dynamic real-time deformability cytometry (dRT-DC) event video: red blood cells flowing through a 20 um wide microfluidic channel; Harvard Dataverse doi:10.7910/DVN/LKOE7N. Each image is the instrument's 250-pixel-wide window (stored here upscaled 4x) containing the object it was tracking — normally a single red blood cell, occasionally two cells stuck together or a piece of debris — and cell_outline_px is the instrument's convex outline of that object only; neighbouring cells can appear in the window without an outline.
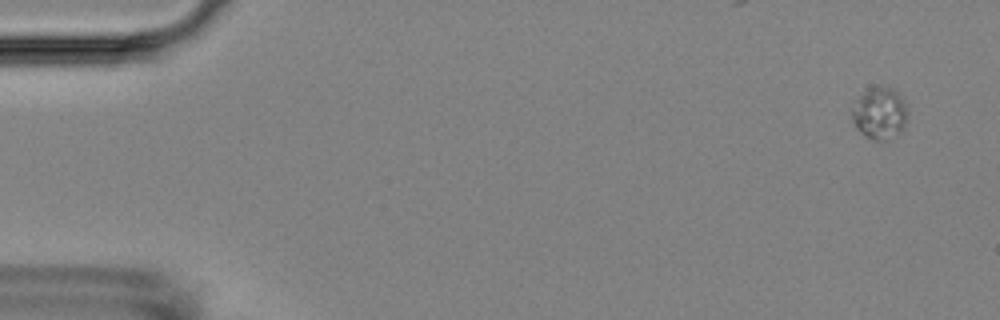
{"species": "Egyptian fruit bat (a non-hibernating species)", "species_latin": "Rousettus aegyptiacus", "temperature_condition": "room temperature", "stored_images_in_passage": 5, "camera_frame_rate_fps": 3000, "um_per_image_px": 0.085, "animal": {"sex": "female"}, "frame": {"image": 1, "passage_image": 1, "time_ms": 0.0, "image_size_px": [1000, 320], "cell_outline_px": [[904, 128], [900, 132], [880, 140], [872, 140], [864, 136], [856, 128], [852, 120], [852, 112], [856, 100], [868, 88], [876, 84], [884, 84], [896, 88], [900, 92], [904, 104]], "centroid_in_image_um": [74.73, 9.55], "position_along_channel_um": 10.3, "area_um2": 16.76}}
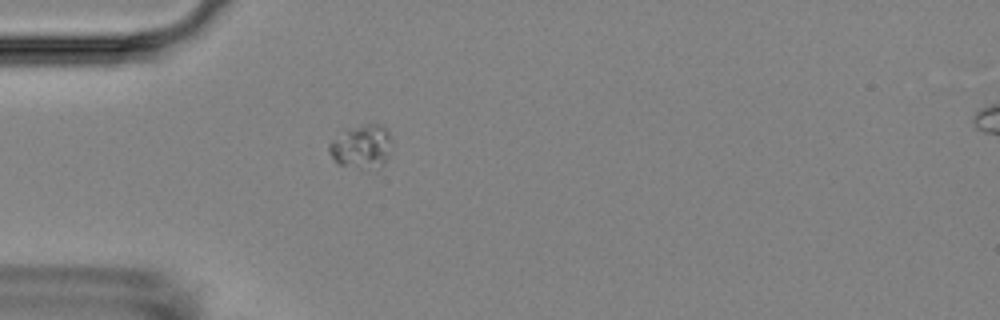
{"frame": {"image": 2, "passage_image": 5, "time_ms": 4.667, "image_size_px": [1000, 320], "cell_outline_px": [[388, 140], [384, 160], [376, 172], [336, 164], [328, 148], [328, 144], [344, 128], [364, 124], [380, 124], [388, 128]], "centroid_in_image_um": [30.65, 12.47], "position_along_channel_um": 54.4, "area_um2": 15.95}}